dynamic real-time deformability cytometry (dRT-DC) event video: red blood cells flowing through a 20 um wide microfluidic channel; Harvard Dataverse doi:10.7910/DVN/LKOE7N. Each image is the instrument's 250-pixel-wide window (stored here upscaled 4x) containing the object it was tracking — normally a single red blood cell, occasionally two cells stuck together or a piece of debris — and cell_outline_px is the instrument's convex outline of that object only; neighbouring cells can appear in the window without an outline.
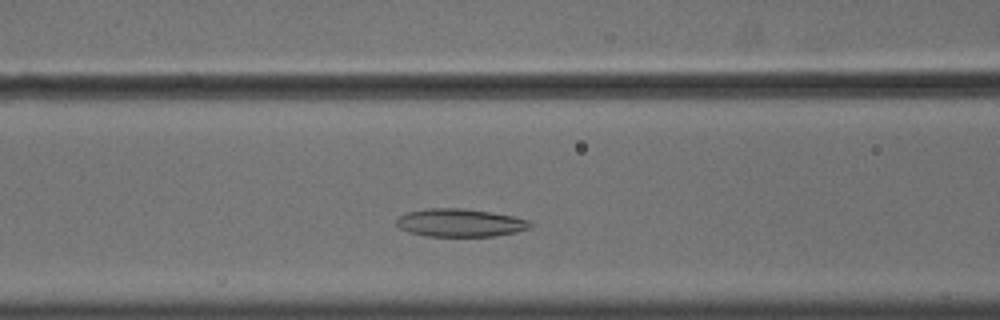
{"species": "common noctule bat (a hibernating species)", "species_latin": "Nyctalus noctula", "temperature_condition": "cold", "stored_images_in_passage": 35, "camera_frame_rate_fps": 3000, "um_per_image_px": 0.085, "animal": {"sex": "male", "body_mass_g": 18.8}, "frame": {"image": 1, "passage_image": 11, "time_ms": 3.333, "image_size_px": [1000, 320], "cell_outline_px": [[532, 224], [528, 228], [516, 232], [496, 236], [428, 236], [408, 232], [400, 228], [396, 224], [396, 220], [400, 216], [408, 212], [428, 208], [464, 208], [492, 212], [516, 216], [528, 220]], "centroid_in_image_um": [39.12, 18.93], "position_along_channel_um": 127.5, "area_um2": 21.85}}
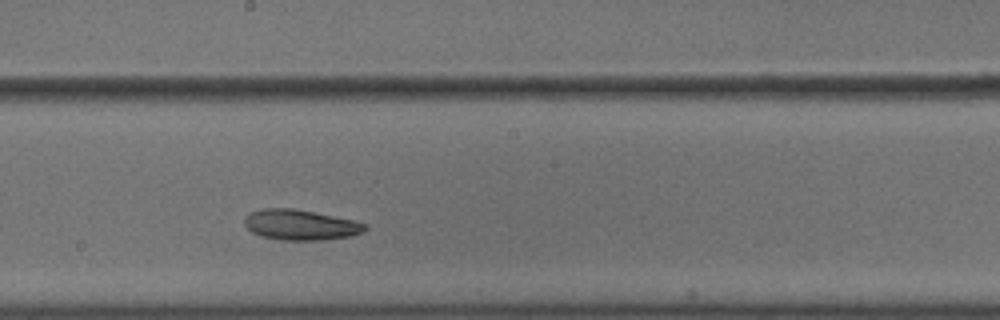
{"frame": {"image": 2, "passage_image": 19, "time_ms": 6.0, "image_size_px": [1000, 320], "cell_outline_px": [[368, 228], [364, 232], [352, 236], [324, 240], [280, 240], [260, 236], [252, 232], [244, 224], [244, 220], [248, 212], [264, 208], [292, 208], [352, 220], [368, 224]], "centroid_in_image_um": [25.54, 19.12], "position_along_channel_um": 222.7, "area_um2": 21.44}}
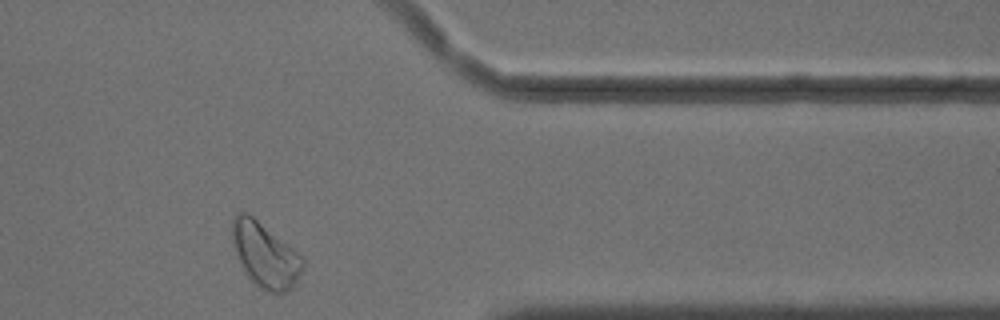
{"frame": {"image": 3, "passage_image": 34, "time_ms": 11.0, "image_size_px": [1000, 320], "cell_outline_px": [[304, 268], [292, 288], [288, 292], [280, 296], [256, 284], [248, 276], [236, 252], [232, 240], [232, 216], [236, 212], [244, 212], [252, 216], [292, 248], [304, 260]], "centroid_in_image_um": [22.55, 21.68], "position_along_channel_um": 388.9, "area_um2": 26.07}, "authors_computed_cell_mechanics": {"area_um2": 21.8484, "velocity_mm_per_s": 3.5697, "shape_relaxation_time_tau1_ms": 9.1285, "shape_relaxation_time_tau2_ms": 4.4833, "deformation_change_tau1": 0.1331, "deformation_change_tau2": 0.0927}}